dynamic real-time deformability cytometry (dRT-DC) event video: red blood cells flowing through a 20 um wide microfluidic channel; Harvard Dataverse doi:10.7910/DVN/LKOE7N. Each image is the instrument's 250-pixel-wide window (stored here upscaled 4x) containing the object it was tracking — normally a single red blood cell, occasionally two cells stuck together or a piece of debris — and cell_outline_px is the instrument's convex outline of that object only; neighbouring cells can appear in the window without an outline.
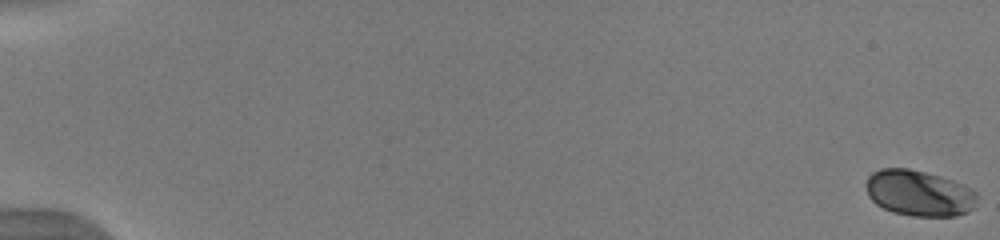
{"species": "human", "species_latin": "Homo sapiens", "temperature_condition": "warm", "stored_images_in_passage": 54, "camera_frame_rate_fps": 3000, "um_per_image_px": 0.085, "donor": {"sex": "male"}, "frame": {"image": 1, "passage_image": 1, "time_ms": 0.0, "image_size_px": [1000, 240], "cell_outline_px": [[980, 196], [972, 208], [968, 212], [956, 216], [912, 216], [892, 212], [876, 204], [868, 196], [864, 184], [868, 176], [872, 172], [880, 168], [908, 168], [940, 176], [964, 184], [972, 188]], "centroid_in_image_um": [78.12, 16.41], "position_along_channel_um": 6.9, "area_um2": 30.11}}
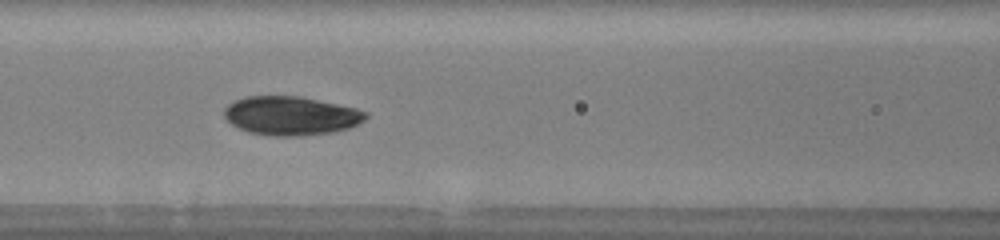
{"frame": {"image": 2, "passage_image": 26, "time_ms": 8.333, "image_size_px": [1000, 240], "cell_outline_px": [[368, 116], [364, 120], [348, 128], [332, 132], [304, 136], [272, 136], [248, 132], [232, 124], [224, 116], [224, 108], [232, 100], [244, 96], [300, 96], [356, 108], [368, 112]], "centroid_in_image_um": [24.71, 9.83], "position_along_channel_um": 141.9, "area_um2": 32.14}}
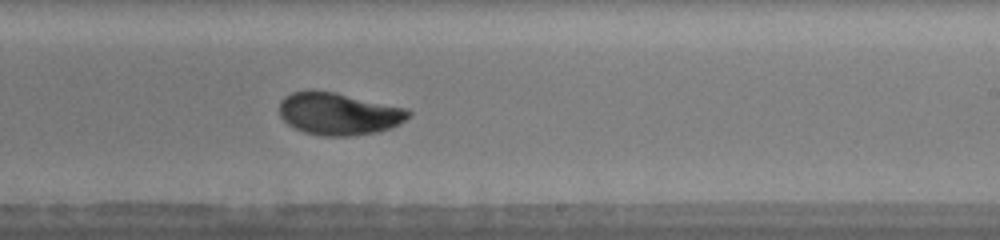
{"frame": {"image": 3, "passage_image": 35, "time_ms": 11.333, "image_size_px": [1000, 240], "cell_outline_px": [[412, 116], [400, 124], [392, 128], [376, 132], [352, 136], [320, 136], [304, 132], [288, 124], [280, 116], [280, 100], [284, 96], [292, 92], [308, 88], [312, 88], [336, 92], [408, 108], [412, 112]], "centroid_in_image_um": [28.81, 9.64], "position_along_channel_um": 260.2, "area_um2": 32.6}, "authors_computed_cell_mechanics": {"area_um2": 31.2409, "velocity_mm_per_s": 3.9539, "shape_relaxation_time_tau1_ms": 3.8138, "shape_relaxation_time_tau2_ms": 1.1111, "deformation_change_tau1": 0.1056, "deformation_change_tau2": 0.0352}}